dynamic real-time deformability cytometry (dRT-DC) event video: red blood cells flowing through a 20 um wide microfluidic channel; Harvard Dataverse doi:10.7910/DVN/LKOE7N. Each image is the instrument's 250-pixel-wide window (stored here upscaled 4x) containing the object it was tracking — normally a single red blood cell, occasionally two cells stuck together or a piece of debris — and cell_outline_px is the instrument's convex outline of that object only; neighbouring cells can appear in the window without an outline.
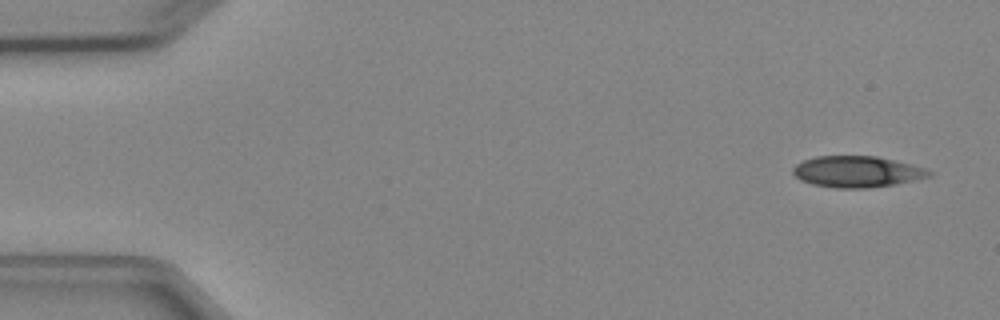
{"species": "Egyptian fruit bat (a non-hibernating species)", "species_latin": "Rousettus aegyptiacus", "temperature_condition": "cold", "stored_images_in_passage": 4, "camera_frame_rate_fps": 3000, "um_per_image_px": 0.085, "animal": {"sex": "female"}, "frame": {"image": 1, "passage_image": 1, "time_ms": 0.0, "image_size_px": [1000, 320], "cell_outline_px": [[932, 176], [896, 184], [868, 188], [836, 188], [812, 184], [800, 180], [792, 172], [792, 168], [796, 164], [804, 160], [816, 156], [876, 156], [912, 164], [924, 168], [932, 172]], "centroid_in_image_um": [72.84, 14.59], "position_along_channel_um": 12.2, "area_um2": 24.8}}